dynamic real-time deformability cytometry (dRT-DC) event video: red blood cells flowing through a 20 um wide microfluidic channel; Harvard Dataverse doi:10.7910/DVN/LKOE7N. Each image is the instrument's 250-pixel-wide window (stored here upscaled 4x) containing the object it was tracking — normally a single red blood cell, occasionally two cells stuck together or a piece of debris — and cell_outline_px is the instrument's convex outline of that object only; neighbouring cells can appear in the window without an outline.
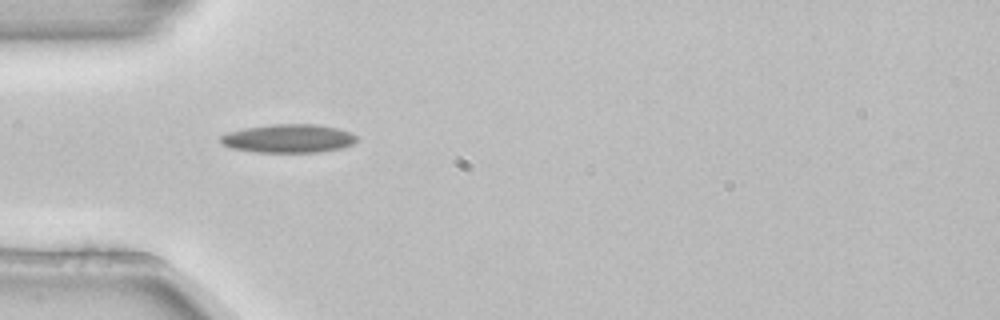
{"species": "common noctule bat (a hibernating species)", "species_latin": "Nyctalus noctula", "temperature_condition": "room temperature", "stored_images_in_passage": 2, "camera_frame_rate_fps": 3000, "um_per_image_px": 0.085, "animal": {"sex": "female", "body_mass_g": 22.7, "forearm_length_mm": 54.2}, "frame": {"image": 1, "passage_image": 1, "time_ms": 0.0, "image_size_px": [1000, 320], "cell_outline_px": [[356, 140], [352, 144], [340, 148], [320, 152], [256, 152], [232, 148], [224, 144], [220, 140], [220, 136], [228, 132], [244, 128], [272, 124], [316, 124], [336, 128], [348, 132], [356, 136]], "centroid_in_image_um": [24.5, 11.77], "position_along_channel_um": 60.5, "area_um2": 22.37}}